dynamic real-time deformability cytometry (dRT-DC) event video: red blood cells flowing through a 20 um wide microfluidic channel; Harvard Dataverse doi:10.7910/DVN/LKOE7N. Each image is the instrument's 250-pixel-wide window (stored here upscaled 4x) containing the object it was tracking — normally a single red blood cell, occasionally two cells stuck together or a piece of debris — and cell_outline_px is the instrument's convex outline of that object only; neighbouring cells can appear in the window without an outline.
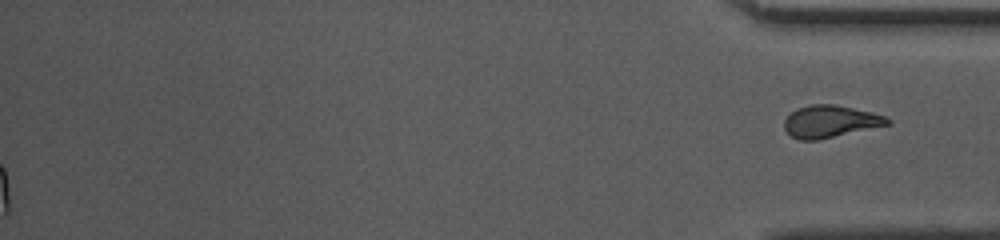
{"species": "common noctule bat (a hibernating species)", "species_latin": "Nyctalus noctula", "temperature_condition": "warm", "stored_images_in_passage": 38, "segment_of_instrument_passage": [2, 2], "camera_frame_rate_fps": 3000, "um_per_image_px": 0.085, "animal": {"sex": "female", "body_mass_g": 10.0, "forearm_length_mm": 53.1}, "frame": {"image": 1, "passage_image": 38, "time_ms": 12.333, "image_size_px": [1000, 240], "cell_outline_px": [[892, 124], [816, 140], [800, 140], [792, 136], [784, 128], [784, 120], [796, 108], [812, 104], [832, 104], [872, 112], [884, 116], [892, 120]], "centroid_in_image_um": [70.58, 10.32], "position_along_channel_um": 364.6, "area_um2": 19.19}}